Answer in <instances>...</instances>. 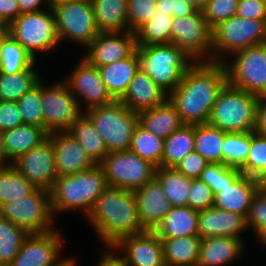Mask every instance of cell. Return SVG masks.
I'll list each match as a JSON object with an SVG mask.
<instances>
[{"label":"cell","instance_id":"cell-1","mask_svg":"<svg viewBox=\"0 0 266 266\" xmlns=\"http://www.w3.org/2000/svg\"><path fill=\"white\" fill-rule=\"evenodd\" d=\"M228 83L224 63L194 62L168 99L187 125L206 124L223 87Z\"/></svg>","mask_w":266,"mask_h":266},{"label":"cell","instance_id":"cell-2","mask_svg":"<svg viewBox=\"0 0 266 266\" xmlns=\"http://www.w3.org/2000/svg\"><path fill=\"white\" fill-rule=\"evenodd\" d=\"M96 236L109 250L121 238L141 233L142 226L134 191L108 186L86 217Z\"/></svg>","mask_w":266,"mask_h":266},{"label":"cell","instance_id":"cell-3","mask_svg":"<svg viewBox=\"0 0 266 266\" xmlns=\"http://www.w3.org/2000/svg\"><path fill=\"white\" fill-rule=\"evenodd\" d=\"M107 187L106 177L100 165L72 175L59 176L50 190L55 218L61 213L72 211H80L86 218Z\"/></svg>","mask_w":266,"mask_h":266},{"label":"cell","instance_id":"cell-4","mask_svg":"<svg viewBox=\"0 0 266 266\" xmlns=\"http://www.w3.org/2000/svg\"><path fill=\"white\" fill-rule=\"evenodd\" d=\"M140 68L167 95L180 84L183 75L195 62L183 50L172 44L136 46Z\"/></svg>","mask_w":266,"mask_h":266},{"label":"cell","instance_id":"cell-5","mask_svg":"<svg viewBox=\"0 0 266 266\" xmlns=\"http://www.w3.org/2000/svg\"><path fill=\"white\" fill-rule=\"evenodd\" d=\"M259 98L227 83L218 95L208 124L226 133L252 132Z\"/></svg>","mask_w":266,"mask_h":266},{"label":"cell","instance_id":"cell-6","mask_svg":"<svg viewBox=\"0 0 266 266\" xmlns=\"http://www.w3.org/2000/svg\"><path fill=\"white\" fill-rule=\"evenodd\" d=\"M84 113L95 125L109 153L129 150L134 129L139 124L137 113L120 100L93 107Z\"/></svg>","mask_w":266,"mask_h":266},{"label":"cell","instance_id":"cell-7","mask_svg":"<svg viewBox=\"0 0 266 266\" xmlns=\"http://www.w3.org/2000/svg\"><path fill=\"white\" fill-rule=\"evenodd\" d=\"M9 34L36 60L39 54L47 56L61 45L53 9L21 13L10 25ZM38 54V55H37Z\"/></svg>","mask_w":266,"mask_h":266},{"label":"cell","instance_id":"cell-8","mask_svg":"<svg viewBox=\"0 0 266 266\" xmlns=\"http://www.w3.org/2000/svg\"><path fill=\"white\" fill-rule=\"evenodd\" d=\"M266 21L237 15L212 29V61L224 63L236 52L263 44Z\"/></svg>","mask_w":266,"mask_h":266},{"label":"cell","instance_id":"cell-9","mask_svg":"<svg viewBox=\"0 0 266 266\" xmlns=\"http://www.w3.org/2000/svg\"><path fill=\"white\" fill-rule=\"evenodd\" d=\"M0 216L28 234L46 233L57 229L51 207L50 191L36 188L31 194L0 206Z\"/></svg>","mask_w":266,"mask_h":266},{"label":"cell","instance_id":"cell-10","mask_svg":"<svg viewBox=\"0 0 266 266\" xmlns=\"http://www.w3.org/2000/svg\"><path fill=\"white\" fill-rule=\"evenodd\" d=\"M224 65L231 86L259 97L266 96L265 43L236 52Z\"/></svg>","mask_w":266,"mask_h":266},{"label":"cell","instance_id":"cell-11","mask_svg":"<svg viewBox=\"0 0 266 266\" xmlns=\"http://www.w3.org/2000/svg\"><path fill=\"white\" fill-rule=\"evenodd\" d=\"M53 11L61 46L67 40L85 49L99 34L90 0L61 3Z\"/></svg>","mask_w":266,"mask_h":266},{"label":"cell","instance_id":"cell-12","mask_svg":"<svg viewBox=\"0 0 266 266\" xmlns=\"http://www.w3.org/2000/svg\"><path fill=\"white\" fill-rule=\"evenodd\" d=\"M99 165L108 186L128 191H135L151 181L157 168L130 150L108 153Z\"/></svg>","mask_w":266,"mask_h":266},{"label":"cell","instance_id":"cell-13","mask_svg":"<svg viewBox=\"0 0 266 266\" xmlns=\"http://www.w3.org/2000/svg\"><path fill=\"white\" fill-rule=\"evenodd\" d=\"M170 44L183 50L195 62L212 61V29L202 11L173 17Z\"/></svg>","mask_w":266,"mask_h":266},{"label":"cell","instance_id":"cell-14","mask_svg":"<svg viewBox=\"0 0 266 266\" xmlns=\"http://www.w3.org/2000/svg\"><path fill=\"white\" fill-rule=\"evenodd\" d=\"M42 78L43 128L50 134L68 131L73 123L84 113L63 80L46 84Z\"/></svg>","mask_w":266,"mask_h":266},{"label":"cell","instance_id":"cell-15","mask_svg":"<svg viewBox=\"0 0 266 266\" xmlns=\"http://www.w3.org/2000/svg\"><path fill=\"white\" fill-rule=\"evenodd\" d=\"M62 80L77 99L83 112L114 101L102 81L98 67L83 57H80L74 68Z\"/></svg>","mask_w":266,"mask_h":266},{"label":"cell","instance_id":"cell-16","mask_svg":"<svg viewBox=\"0 0 266 266\" xmlns=\"http://www.w3.org/2000/svg\"><path fill=\"white\" fill-rule=\"evenodd\" d=\"M109 251L125 266H165L162 240L153 230L121 238Z\"/></svg>","mask_w":266,"mask_h":266},{"label":"cell","instance_id":"cell-17","mask_svg":"<svg viewBox=\"0 0 266 266\" xmlns=\"http://www.w3.org/2000/svg\"><path fill=\"white\" fill-rule=\"evenodd\" d=\"M58 228L39 234H29L19 253L8 266H58L67 257L62 256L65 238Z\"/></svg>","mask_w":266,"mask_h":266},{"label":"cell","instance_id":"cell-18","mask_svg":"<svg viewBox=\"0 0 266 266\" xmlns=\"http://www.w3.org/2000/svg\"><path fill=\"white\" fill-rule=\"evenodd\" d=\"M11 165L36 188L50 191L58 178L54 147L49 137Z\"/></svg>","mask_w":266,"mask_h":266},{"label":"cell","instance_id":"cell-19","mask_svg":"<svg viewBox=\"0 0 266 266\" xmlns=\"http://www.w3.org/2000/svg\"><path fill=\"white\" fill-rule=\"evenodd\" d=\"M134 32L99 33L85 48L86 59L90 64L101 67L129 57L136 50Z\"/></svg>","mask_w":266,"mask_h":266},{"label":"cell","instance_id":"cell-20","mask_svg":"<svg viewBox=\"0 0 266 266\" xmlns=\"http://www.w3.org/2000/svg\"><path fill=\"white\" fill-rule=\"evenodd\" d=\"M48 137L54 147L58 177L79 173L95 165L69 131H56Z\"/></svg>","mask_w":266,"mask_h":266},{"label":"cell","instance_id":"cell-21","mask_svg":"<svg viewBox=\"0 0 266 266\" xmlns=\"http://www.w3.org/2000/svg\"><path fill=\"white\" fill-rule=\"evenodd\" d=\"M134 194L142 226L146 230H154L172 208L164 190L154 177Z\"/></svg>","mask_w":266,"mask_h":266},{"label":"cell","instance_id":"cell-22","mask_svg":"<svg viewBox=\"0 0 266 266\" xmlns=\"http://www.w3.org/2000/svg\"><path fill=\"white\" fill-rule=\"evenodd\" d=\"M246 219L236 213L214 206L199 211L198 235L203 239L213 236L243 238Z\"/></svg>","mask_w":266,"mask_h":266},{"label":"cell","instance_id":"cell-23","mask_svg":"<svg viewBox=\"0 0 266 266\" xmlns=\"http://www.w3.org/2000/svg\"><path fill=\"white\" fill-rule=\"evenodd\" d=\"M243 238L213 236L201 240L197 266H229L242 258L246 249Z\"/></svg>","mask_w":266,"mask_h":266},{"label":"cell","instance_id":"cell-24","mask_svg":"<svg viewBox=\"0 0 266 266\" xmlns=\"http://www.w3.org/2000/svg\"><path fill=\"white\" fill-rule=\"evenodd\" d=\"M167 98L168 95L139 68L120 101L128 109L139 114L162 104Z\"/></svg>","mask_w":266,"mask_h":266},{"label":"cell","instance_id":"cell-25","mask_svg":"<svg viewBox=\"0 0 266 266\" xmlns=\"http://www.w3.org/2000/svg\"><path fill=\"white\" fill-rule=\"evenodd\" d=\"M259 190L256 178L241 174L232 184L220 188L214 195L213 206L243 216L248 215L254 195Z\"/></svg>","mask_w":266,"mask_h":266},{"label":"cell","instance_id":"cell-26","mask_svg":"<svg viewBox=\"0 0 266 266\" xmlns=\"http://www.w3.org/2000/svg\"><path fill=\"white\" fill-rule=\"evenodd\" d=\"M1 135L5 157L11 164L20 155L44 142L49 133L42 127L22 124L2 132Z\"/></svg>","mask_w":266,"mask_h":266},{"label":"cell","instance_id":"cell-27","mask_svg":"<svg viewBox=\"0 0 266 266\" xmlns=\"http://www.w3.org/2000/svg\"><path fill=\"white\" fill-rule=\"evenodd\" d=\"M140 68L137 50L126 59L98 67L102 81L114 100H120Z\"/></svg>","mask_w":266,"mask_h":266},{"label":"cell","instance_id":"cell-28","mask_svg":"<svg viewBox=\"0 0 266 266\" xmlns=\"http://www.w3.org/2000/svg\"><path fill=\"white\" fill-rule=\"evenodd\" d=\"M99 33L129 31L128 0H90Z\"/></svg>","mask_w":266,"mask_h":266},{"label":"cell","instance_id":"cell-29","mask_svg":"<svg viewBox=\"0 0 266 266\" xmlns=\"http://www.w3.org/2000/svg\"><path fill=\"white\" fill-rule=\"evenodd\" d=\"M138 115L141 126L148 132L163 139L168 138L184 125L175 106L168 98L162 104L140 112Z\"/></svg>","mask_w":266,"mask_h":266},{"label":"cell","instance_id":"cell-30","mask_svg":"<svg viewBox=\"0 0 266 266\" xmlns=\"http://www.w3.org/2000/svg\"><path fill=\"white\" fill-rule=\"evenodd\" d=\"M199 211L189 206L172 207L153 230L160 238L198 235Z\"/></svg>","mask_w":266,"mask_h":266},{"label":"cell","instance_id":"cell-31","mask_svg":"<svg viewBox=\"0 0 266 266\" xmlns=\"http://www.w3.org/2000/svg\"><path fill=\"white\" fill-rule=\"evenodd\" d=\"M160 239L165 266H197L202 240L199 235Z\"/></svg>","mask_w":266,"mask_h":266},{"label":"cell","instance_id":"cell-32","mask_svg":"<svg viewBox=\"0 0 266 266\" xmlns=\"http://www.w3.org/2000/svg\"><path fill=\"white\" fill-rule=\"evenodd\" d=\"M68 131L95 165H99L109 153L95 125L85 113L73 123Z\"/></svg>","mask_w":266,"mask_h":266},{"label":"cell","instance_id":"cell-33","mask_svg":"<svg viewBox=\"0 0 266 266\" xmlns=\"http://www.w3.org/2000/svg\"><path fill=\"white\" fill-rule=\"evenodd\" d=\"M195 149V125L184 124L164 139L162 167L174 168Z\"/></svg>","mask_w":266,"mask_h":266},{"label":"cell","instance_id":"cell-34","mask_svg":"<svg viewBox=\"0 0 266 266\" xmlns=\"http://www.w3.org/2000/svg\"><path fill=\"white\" fill-rule=\"evenodd\" d=\"M36 66L13 74L0 73V100L15 101L35 86L42 78Z\"/></svg>","mask_w":266,"mask_h":266},{"label":"cell","instance_id":"cell-35","mask_svg":"<svg viewBox=\"0 0 266 266\" xmlns=\"http://www.w3.org/2000/svg\"><path fill=\"white\" fill-rule=\"evenodd\" d=\"M155 178L159 181L172 207L187 206L192 180L174 168L157 167Z\"/></svg>","mask_w":266,"mask_h":266},{"label":"cell","instance_id":"cell-36","mask_svg":"<svg viewBox=\"0 0 266 266\" xmlns=\"http://www.w3.org/2000/svg\"><path fill=\"white\" fill-rule=\"evenodd\" d=\"M227 133L206 124L195 125V149L208 163L222 164V147Z\"/></svg>","mask_w":266,"mask_h":266},{"label":"cell","instance_id":"cell-37","mask_svg":"<svg viewBox=\"0 0 266 266\" xmlns=\"http://www.w3.org/2000/svg\"><path fill=\"white\" fill-rule=\"evenodd\" d=\"M31 54L10 34L0 48V73L13 74L36 66Z\"/></svg>","mask_w":266,"mask_h":266},{"label":"cell","instance_id":"cell-38","mask_svg":"<svg viewBox=\"0 0 266 266\" xmlns=\"http://www.w3.org/2000/svg\"><path fill=\"white\" fill-rule=\"evenodd\" d=\"M164 139L148 132L138 124L133 132L129 150L156 167H162Z\"/></svg>","mask_w":266,"mask_h":266},{"label":"cell","instance_id":"cell-39","mask_svg":"<svg viewBox=\"0 0 266 266\" xmlns=\"http://www.w3.org/2000/svg\"><path fill=\"white\" fill-rule=\"evenodd\" d=\"M172 20L173 17L156 11L155 15L135 32L136 45L170 44Z\"/></svg>","mask_w":266,"mask_h":266},{"label":"cell","instance_id":"cell-40","mask_svg":"<svg viewBox=\"0 0 266 266\" xmlns=\"http://www.w3.org/2000/svg\"><path fill=\"white\" fill-rule=\"evenodd\" d=\"M36 187L11 164L0 168V206L31 194Z\"/></svg>","mask_w":266,"mask_h":266},{"label":"cell","instance_id":"cell-41","mask_svg":"<svg viewBox=\"0 0 266 266\" xmlns=\"http://www.w3.org/2000/svg\"><path fill=\"white\" fill-rule=\"evenodd\" d=\"M29 234L0 216V266H8L19 253Z\"/></svg>","mask_w":266,"mask_h":266},{"label":"cell","instance_id":"cell-42","mask_svg":"<svg viewBox=\"0 0 266 266\" xmlns=\"http://www.w3.org/2000/svg\"><path fill=\"white\" fill-rule=\"evenodd\" d=\"M252 132L227 133L222 147V164L240 169L248 156Z\"/></svg>","mask_w":266,"mask_h":266},{"label":"cell","instance_id":"cell-43","mask_svg":"<svg viewBox=\"0 0 266 266\" xmlns=\"http://www.w3.org/2000/svg\"><path fill=\"white\" fill-rule=\"evenodd\" d=\"M42 79L17 101L23 124L35 125L43 128L42 114Z\"/></svg>","mask_w":266,"mask_h":266},{"label":"cell","instance_id":"cell-44","mask_svg":"<svg viewBox=\"0 0 266 266\" xmlns=\"http://www.w3.org/2000/svg\"><path fill=\"white\" fill-rule=\"evenodd\" d=\"M266 169V136L252 131L251 146L244 165L239 169L248 177L258 178Z\"/></svg>","mask_w":266,"mask_h":266},{"label":"cell","instance_id":"cell-45","mask_svg":"<svg viewBox=\"0 0 266 266\" xmlns=\"http://www.w3.org/2000/svg\"><path fill=\"white\" fill-rule=\"evenodd\" d=\"M241 174L237 168L221 163H209L201 172L199 179L208 185L215 195L220 192V188L232 184Z\"/></svg>","mask_w":266,"mask_h":266},{"label":"cell","instance_id":"cell-46","mask_svg":"<svg viewBox=\"0 0 266 266\" xmlns=\"http://www.w3.org/2000/svg\"><path fill=\"white\" fill-rule=\"evenodd\" d=\"M239 0H208L202 10L204 18L213 29L221 22L236 15Z\"/></svg>","mask_w":266,"mask_h":266},{"label":"cell","instance_id":"cell-47","mask_svg":"<svg viewBox=\"0 0 266 266\" xmlns=\"http://www.w3.org/2000/svg\"><path fill=\"white\" fill-rule=\"evenodd\" d=\"M246 226L251 229L253 236L257 239L266 230V191L258 190L252 199L248 215L246 217ZM250 228V229H249Z\"/></svg>","mask_w":266,"mask_h":266},{"label":"cell","instance_id":"cell-48","mask_svg":"<svg viewBox=\"0 0 266 266\" xmlns=\"http://www.w3.org/2000/svg\"><path fill=\"white\" fill-rule=\"evenodd\" d=\"M156 0H128L129 31L136 32L156 13Z\"/></svg>","mask_w":266,"mask_h":266},{"label":"cell","instance_id":"cell-49","mask_svg":"<svg viewBox=\"0 0 266 266\" xmlns=\"http://www.w3.org/2000/svg\"><path fill=\"white\" fill-rule=\"evenodd\" d=\"M214 194L212 189L200 179H193L189 195L187 197V206L194 210L201 211L213 206Z\"/></svg>","mask_w":266,"mask_h":266},{"label":"cell","instance_id":"cell-50","mask_svg":"<svg viewBox=\"0 0 266 266\" xmlns=\"http://www.w3.org/2000/svg\"><path fill=\"white\" fill-rule=\"evenodd\" d=\"M209 163L198 152L193 151L182 159L174 169L190 179H199L201 172Z\"/></svg>","mask_w":266,"mask_h":266},{"label":"cell","instance_id":"cell-51","mask_svg":"<svg viewBox=\"0 0 266 266\" xmlns=\"http://www.w3.org/2000/svg\"><path fill=\"white\" fill-rule=\"evenodd\" d=\"M22 124V116L17 102L0 100V133Z\"/></svg>","mask_w":266,"mask_h":266},{"label":"cell","instance_id":"cell-52","mask_svg":"<svg viewBox=\"0 0 266 266\" xmlns=\"http://www.w3.org/2000/svg\"><path fill=\"white\" fill-rule=\"evenodd\" d=\"M156 11L169 17H182L195 13L197 10L185 0H156Z\"/></svg>","mask_w":266,"mask_h":266},{"label":"cell","instance_id":"cell-53","mask_svg":"<svg viewBox=\"0 0 266 266\" xmlns=\"http://www.w3.org/2000/svg\"><path fill=\"white\" fill-rule=\"evenodd\" d=\"M236 15L245 19L266 21V3L260 0H239Z\"/></svg>","mask_w":266,"mask_h":266},{"label":"cell","instance_id":"cell-54","mask_svg":"<svg viewBox=\"0 0 266 266\" xmlns=\"http://www.w3.org/2000/svg\"><path fill=\"white\" fill-rule=\"evenodd\" d=\"M20 14L17 0H0V23L10 25Z\"/></svg>","mask_w":266,"mask_h":266},{"label":"cell","instance_id":"cell-55","mask_svg":"<svg viewBox=\"0 0 266 266\" xmlns=\"http://www.w3.org/2000/svg\"><path fill=\"white\" fill-rule=\"evenodd\" d=\"M253 131L256 134L266 136V96L259 98Z\"/></svg>","mask_w":266,"mask_h":266},{"label":"cell","instance_id":"cell-56","mask_svg":"<svg viewBox=\"0 0 266 266\" xmlns=\"http://www.w3.org/2000/svg\"><path fill=\"white\" fill-rule=\"evenodd\" d=\"M17 2L20 13L38 12L48 9L45 0H17Z\"/></svg>","mask_w":266,"mask_h":266},{"label":"cell","instance_id":"cell-57","mask_svg":"<svg viewBox=\"0 0 266 266\" xmlns=\"http://www.w3.org/2000/svg\"><path fill=\"white\" fill-rule=\"evenodd\" d=\"M96 266H125L112 252L105 250Z\"/></svg>","mask_w":266,"mask_h":266},{"label":"cell","instance_id":"cell-58","mask_svg":"<svg viewBox=\"0 0 266 266\" xmlns=\"http://www.w3.org/2000/svg\"><path fill=\"white\" fill-rule=\"evenodd\" d=\"M186 3L193 6L196 10L202 11L206 6L208 0H185Z\"/></svg>","mask_w":266,"mask_h":266},{"label":"cell","instance_id":"cell-59","mask_svg":"<svg viewBox=\"0 0 266 266\" xmlns=\"http://www.w3.org/2000/svg\"><path fill=\"white\" fill-rule=\"evenodd\" d=\"M9 35V25L0 23V48L2 46L3 41Z\"/></svg>","mask_w":266,"mask_h":266},{"label":"cell","instance_id":"cell-60","mask_svg":"<svg viewBox=\"0 0 266 266\" xmlns=\"http://www.w3.org/2000/svg\"><path fill=\"white\" fill-rule=\"evenodd\" d=\"M10 165V163L7 161L5 157V153L3 150V144H2V135L0 133V168Z\"/></svg>","mask_w":266,"mask_h":266},{"label":"cell","instance_id":"cell-61","mask_svg":"<svg viewBox=\"0 0 266 266\" xmlns=\"http://www.w3.org/2000/svg\"><path fill=\"white\" fill-rule=\"evenodd\" d=\"M256 180H257L259 189L266 191V169Z\"/></svg>","mask_w":266,"mask_h":266},{"label":"cell","instance_id":"cell-62","mask_svg":"<svg viewBox=\"0 0 266 266\" xmlns=\"http://www.w3.org/2000/svg\"><path fill=\"white\" fill-rule=\"evenodd\" d=\"M75 257H67L62 263H60L58 266H77L79 265L77 263V260H75Z\"/></svg>","mask_w":266,"mask_h":266},{"label":"cell","instance_id":"cell-63","mask_svg":"<svg viewBox=\"0 0 266 266\" xmlns=\"http://www.w3.org/2000/svg\"><path fill=\"white\" fill-rule=\"evenodd\" d=\"M75 0H45L48 8L53 9L56 5Z\"/></svg>","mask_w":266,"mask_h":266},{"label":"cell","instance_id":"cell-64","mask_svg":"<svg viewBox=\"0 0 266 266\" xmlns=\"http://www.w3.org/2000/svg\"><path fill=\"white\" fill-rule=\"evenodd\" d=\"M259 244L266 249V230L257 238Z\"/></svg>","mask_w":266,"mask_h":266},{"label":"cell","instance_id":"cell-65","mask_svg":"<svg viewBox=\"0 0 266 266\" xmlns=\"http://www.w3.org/2000/svg\"><path fill=\"white\" fill-rule=\"evenodd\" d=\"M264 43L266 44V26H265V38H264Z\"/></svg>","mask_w":266,"mask_h":266}]
</instances>
